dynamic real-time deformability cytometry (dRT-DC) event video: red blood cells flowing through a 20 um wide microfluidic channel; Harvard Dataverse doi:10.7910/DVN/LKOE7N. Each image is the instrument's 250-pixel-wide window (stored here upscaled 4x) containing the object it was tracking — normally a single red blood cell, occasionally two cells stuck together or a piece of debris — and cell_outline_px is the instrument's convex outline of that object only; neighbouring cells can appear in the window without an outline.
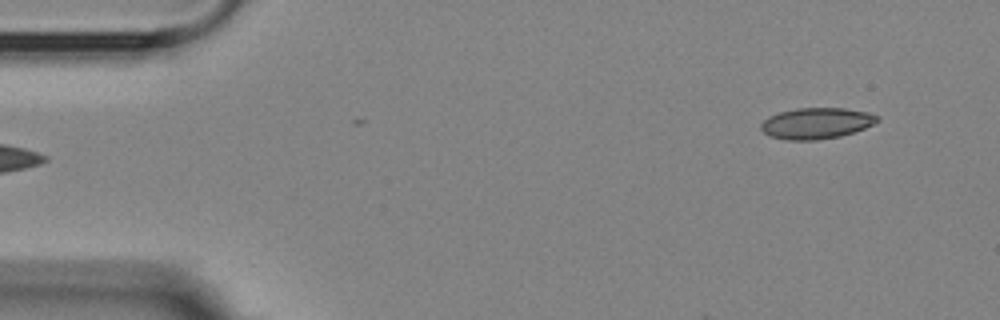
{"species": "Egyptian fruit bat (a non-hibernating species)", "species_latin": "Rousettus aegyptiacus", "temperature_condition": "room temperature", "stored_images_in_passage": 5, "segment_of_instrument_passage": [2, 2], "camera_frame_rate_fps": 3000, "um_per_image_px": 0.085, "animal": {"sex": "female"}, "frame": {"image": 1, "passage_image": 5, "time_ms": 5.667, "image_size_px": [1000, 320], "cell_outline_px": [[880, 120], [864, 128], [840, 136], [816, 140], [788, 140], [768, 136], [760, 128], [760, 124], [768, 116], [780, 112], [796, 108], [844, 108], [868, 112], [880, 116]], "centroid_in_image_um": [69.38, 10.47], "position_along_channel_um": 15.6, "area_um2": 21.1}}